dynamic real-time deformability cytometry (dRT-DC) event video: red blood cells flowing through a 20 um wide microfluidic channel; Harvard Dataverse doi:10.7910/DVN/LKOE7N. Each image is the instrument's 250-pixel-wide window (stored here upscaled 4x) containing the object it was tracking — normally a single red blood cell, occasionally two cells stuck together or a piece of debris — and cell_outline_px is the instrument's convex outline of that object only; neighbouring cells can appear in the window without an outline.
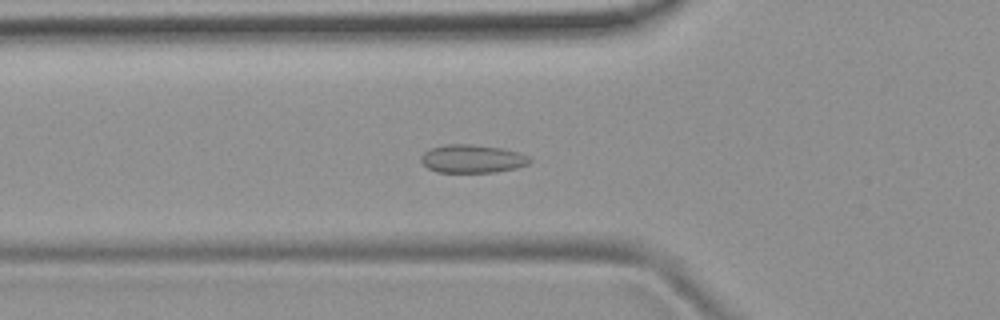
{"species": "common noctule bat (a hibernating species)", "species_latin": "Nyctalus noctula", "temperature_condition": "room temperature", "stored_images_in_passage": 54, "camera_frame_rate_fps": 3000, "um_per_image_px": 0.085, "animal": {"sex": "female", "body_mass_g": 19.9}, "frame": {"image": 1, "passage_image": 19, "time_ms": 6.0, "image_size_px": [1000, 320], "cell_outline_px": [[532, 160], [528, 164], [516, 168], [496, 172], [436, 172], [428, 168], [420, 160], [420, 156], [428, 148], [444, 144], [472, 144], [500, 148], [520, 152], [528, 156]], "centroid_in_image_um": [40.12, 13.49], "position_along_channel_um": 85.7, "area_um2": 18.03}}
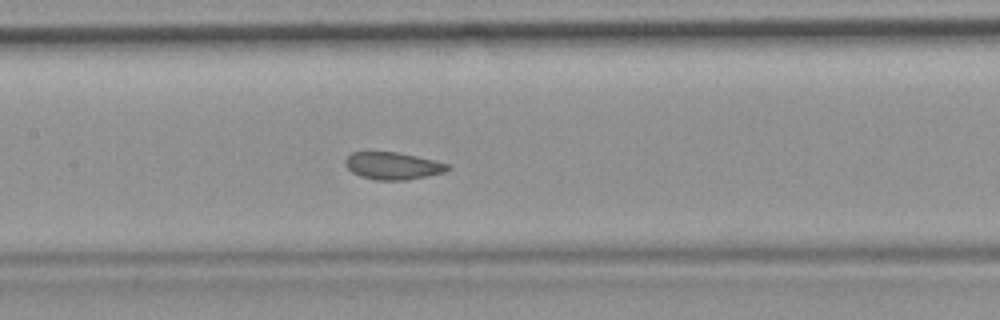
{"frame": {"image": 2, "passage_image": 26, "time_ms": 8.333, "image_size_px": [1000, 320], "cell_outline_px": [[452, 168], [444, 172], [404, 180], [376, 180], [360, 176], [352, 172], [344, 164], [344, 160], [352, 152], [400, 152], [436, 160], [448, 164]], "centroid_in_image_um": [33.39, 14.08], "position_along_channel_um": 174.0, "area_um2": 16.3}}
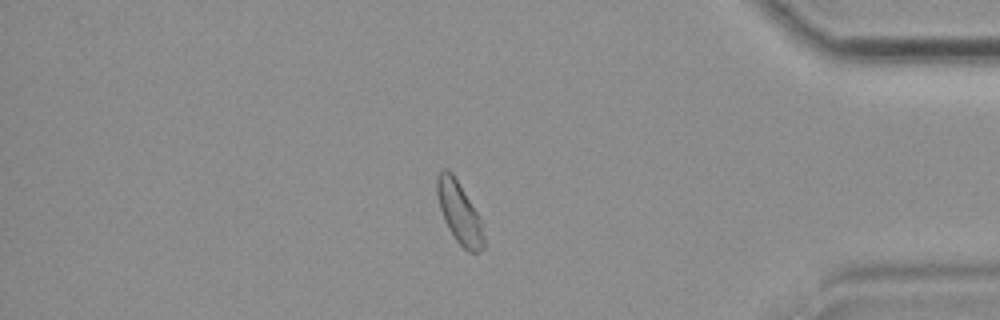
{"frame": {"image": 3, "passage_image": 46, "time_ms": 15.0, "image_size_px": [1000, 320], "cell_outline_px": [[484, 248], [480, 252], [468, 252], [456, 240], [448, 228], [444, 220], [440, 208], [436, 192], [436, 176], [444, 168], [448, 168], [452, 172], [480, 216], [484, 236]], "centroid_in_image_um": [39.04, 18.06], "position_along_channel_um": 396.2, "area_um2": 16.88}}